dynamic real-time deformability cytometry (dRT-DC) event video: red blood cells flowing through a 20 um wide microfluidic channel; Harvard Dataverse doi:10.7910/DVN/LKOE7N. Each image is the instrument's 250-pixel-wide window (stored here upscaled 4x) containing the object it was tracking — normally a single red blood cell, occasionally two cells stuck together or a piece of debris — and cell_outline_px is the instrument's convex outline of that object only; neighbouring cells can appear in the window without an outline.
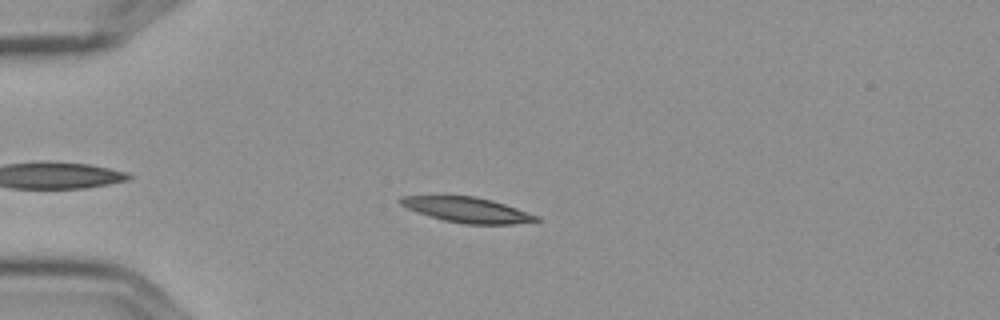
{"species": "Egyptian fruit bat (a non-hibernating species)", "species_latin": "Rousettus aegyptiacus", "temperature_condition": "cold", "stored_images_in_passage": 4, "camera_frame_rate_fps": 3000, "um_per_image_px": 0.085, "frame": {"image": 1, "passage_image": 4, "time_ms": 1.0, "image_size_px": [1000, 320], "cell_outline_px": [[540, 220], [512, 224], [464, 224], [444, 220], [428, 216], [408, 208], [400, 204], [396, 200], [400, 196], [476, 196], [492, 200], [540, 216]], "centroid_in_image_um": [39.7, 17.83], "position_along_channel_um": 45.3, "area_um2": 19.88}}